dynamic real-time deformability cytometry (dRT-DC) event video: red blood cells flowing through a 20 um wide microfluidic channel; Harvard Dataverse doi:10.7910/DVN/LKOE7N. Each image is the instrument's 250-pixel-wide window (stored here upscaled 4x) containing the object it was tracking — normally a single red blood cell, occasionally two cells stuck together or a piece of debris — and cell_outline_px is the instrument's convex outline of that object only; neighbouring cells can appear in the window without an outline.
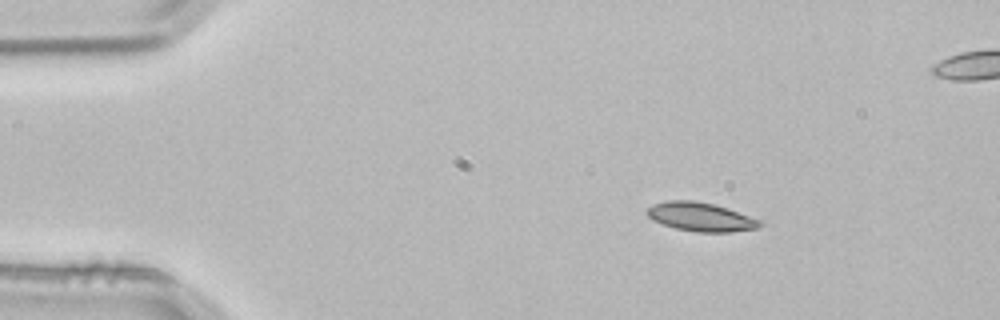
{"species": "common noctule bat (a hibernating species)", "species_latin": "Nyctalus noctula", "temperature_condition": "room temperature", "stored_images_in_passage": 2, "camera_frame_rate_fps": 3000, "um_per_image_px": 0.085, "animal": {"sex": "male", "body_mass_g": 21.5, "forearm_length_mm": 52.0}, "frame": {"image": 1, "passage_image": 1, "time_ms": 0.0, "image_size_px": [1000, 320], "cell_outline_px": [[768, 224], [760, 228], [732, 232], [696, 232], [676, 228], [652, 220], [644, 212], [652, 204], [668, 200], [692, 200], [712, 204], [728, 208], [764, 220]], "centroid_in_image_um": [59.65, 18.44], "position_along_channel_um": 25.3, "area_um2": 19.36}}